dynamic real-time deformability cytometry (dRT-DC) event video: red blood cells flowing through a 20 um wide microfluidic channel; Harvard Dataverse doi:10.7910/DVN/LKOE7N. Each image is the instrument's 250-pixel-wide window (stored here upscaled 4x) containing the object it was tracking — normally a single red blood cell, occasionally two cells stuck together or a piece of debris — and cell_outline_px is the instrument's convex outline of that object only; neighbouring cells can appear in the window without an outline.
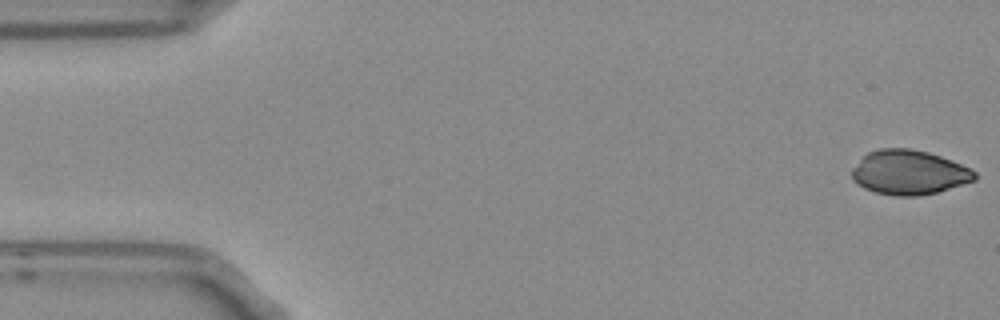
{"species": "Egyptian fruit bat (a non-hibernating species)", "species_latin": "Rousettus aegyptiacus", "temperature_condition": "room temperature", "stored_images_in_passage": 4, "camera_frame_rate_fps": 3000, "um_per_image_px": 0.085, "frame": {"image": 1, "passage_image": 1, "time_ms": 0.0, "image_size_px": [1000, 320], "cell_outline_px": [[976, 180], [964, 184], [936, 192], [916, 196], [896, 196], [876, 192], [864, 188], [852, 180], [852, 168], [868, 152], [880, 148], [912, 148], [928, 152], [952, 160], [972, 168], [976, 172]], "centroid_in_image_um": [77.29, 14.65], "position_along_channel_um": 7.7, "area_um2": 31.91}}
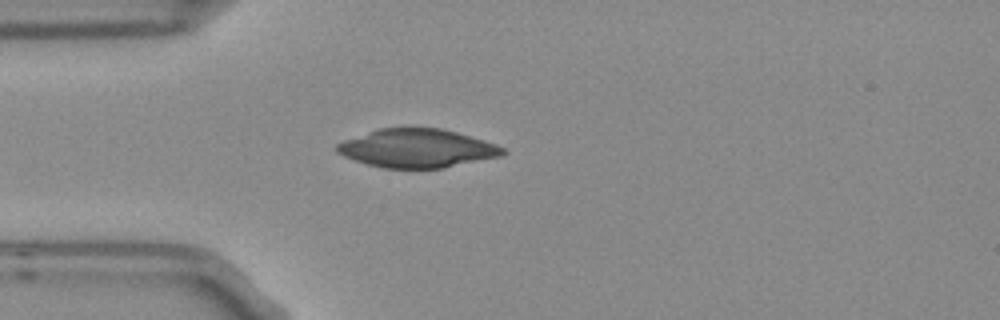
{"frame": {"image": 2, "passage_image": 4, "time_ms": 1.0, "image_size_px": [1000, 320], "cell_outline_px": [[508, 152], [500, 156], [444, 168], [384, 168], [368, 164], [344, 156], [336, 152], [336, 144], [344, 140], [376, 128], [440, 128], [456, 132], [484, 140], [496, 144], [504, 148]], "centroid_in_image_um": [35.45, 12.6], "position_along_channel_um": 49.6, "area_um2": 37.11}}